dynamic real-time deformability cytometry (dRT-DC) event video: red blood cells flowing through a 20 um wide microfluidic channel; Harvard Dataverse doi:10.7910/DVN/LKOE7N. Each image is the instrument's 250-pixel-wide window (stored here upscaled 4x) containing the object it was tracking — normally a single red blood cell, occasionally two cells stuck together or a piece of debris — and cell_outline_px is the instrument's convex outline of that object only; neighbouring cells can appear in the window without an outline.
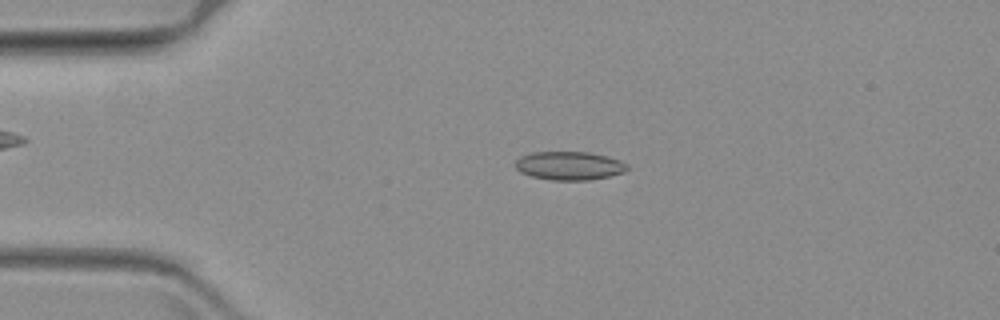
{"species": "common noctule bat (a hibernating species)", "species_latin": "Nyctalus noctula", "temperature_condition": "warm", "stored_images_in_passage": 50, "camera_frame_rate_fps": 3000, "um_per_image_px": 0.085, "animal": {"sex": "female", "body_mass_g": 19.3, "forearm_length_mm": 54.1}, "frame": {"image": 1, "passage_image": 1, "time_ms": 0.0, "image_size_px": [1000, 320], "cell_outline_px": [[628, 168], [624, 172], [608, 176], [588, 180], [552, 180], [532, 176], [520, 172], [516, 168], [516, 160], [520, 156], [532, 152], [588, 152], [620, 160], [628, 164]], "centroid_in_image_um": [48.38, 14.08], "position_along_channel_um": 36.6, "area_um2": 18.44}}
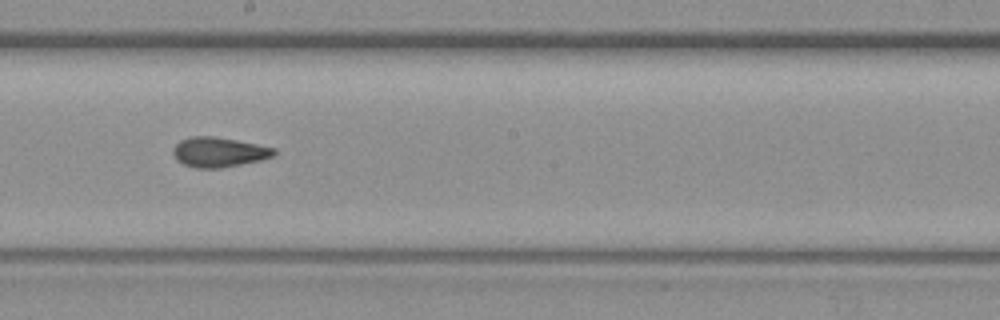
{"frame": {"image": 2, "passage_image": 22, "time_ms": 7.0, "image_size_px": [1000, 320], "cell_outline_px": [[276, 156], [260, 160], [220, 168], [196, 168], [184, 164], [176, 160], [172, 152], [172, 148], [180, 140], [192, 136], [216, 136], [276, 148]], "centroid_in_image_um": [18.59, 12.92], "position_along_channel_um": 229.6, "area_um2": 17.63}}
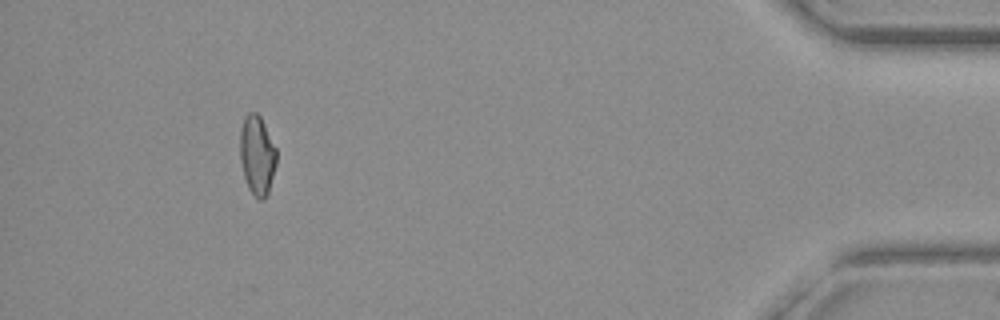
{"frame": {"image": 3, "passage_image": 45, "time_ms": 14.667, "image_size_px": [1000, 320], "cell_outline_px": [[276, 164], [268, 192], [264, 200], [260, 200], [248, 188], [244, 176], [240, 160], [240, 132], [244, 116], [248, 112], [256, 112], [260, 116], [276, 148]], "centroid_in_image_um": [21.84, 13.17], "position_along_channel_um": 413.4, "area_um2": 16.76}}